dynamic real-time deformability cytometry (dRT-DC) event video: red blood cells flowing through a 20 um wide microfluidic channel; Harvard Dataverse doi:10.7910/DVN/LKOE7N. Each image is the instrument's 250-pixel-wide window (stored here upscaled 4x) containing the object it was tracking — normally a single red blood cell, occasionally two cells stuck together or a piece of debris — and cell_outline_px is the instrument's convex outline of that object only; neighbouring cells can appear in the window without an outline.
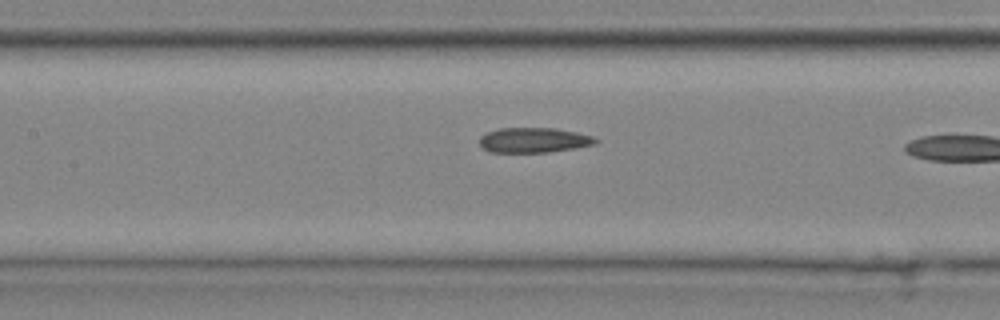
{"species": "common noctule bat (a hibernating species)", "species_latin": "Nyctalus noctula", "temperature_condition": "cold", "stored_images_in_passage": 11, "camera_frame_rate_fps": 3000, "um_per_image_px": 0.085, "animal": {"sex": "male", "body_mass_g": 20.4}, "frame": {"image": 1, "passage_image": 10, "time_ms": 3.0, "image_size_px": [1000, 320], "cell_outline_px": [[600, 140], [596, 144], [548, 152], [488, 152], [480, 144], [480, 136], [488, 132], [500, 128], [556, 128], [576, 132], [592, 136]], "centroid_in_image_um": [45.38, 11.91], "position_along_channel_um": 162.0, "area_um2": 16.82}}